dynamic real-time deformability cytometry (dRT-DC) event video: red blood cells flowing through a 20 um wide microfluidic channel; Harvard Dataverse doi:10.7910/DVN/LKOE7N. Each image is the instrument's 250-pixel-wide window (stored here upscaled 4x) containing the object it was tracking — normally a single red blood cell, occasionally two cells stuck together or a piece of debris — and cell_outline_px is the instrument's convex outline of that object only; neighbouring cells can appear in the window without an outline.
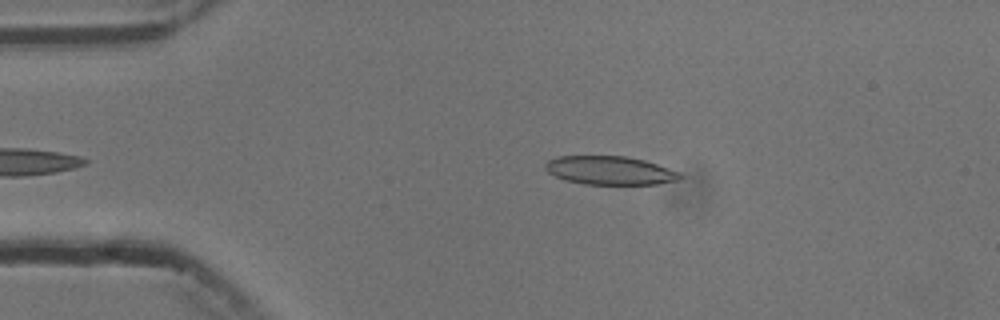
{"species": "common noctule bat (a hibernating species)", "species_latin": "Nyctalus noctula", "temperature_condition": "cold", "stored_images_in_passage": 4, "camera_frame_rate_fps": 3000, "um_per_image_px": 0.085, "animal": {"sex": "male", "body_mass_g": 13.3}, "frame": {"image": 1, "passage_image": 1, "time_ms": 0.0, "image_size_px": [1000, 320], "cell_outline_px": [[684, 176], [680, 180], [656, 184], [584, 184], [564, 180], [548, 172], [544, 168], [544, 164], [548, 160], [556, 156], [624, 156], [644, 160], [680, 172]], "centroid_in_image_um": [51.83, 14.49], "position_along_channel_um": 33.2, "area_um2": 22.48}}
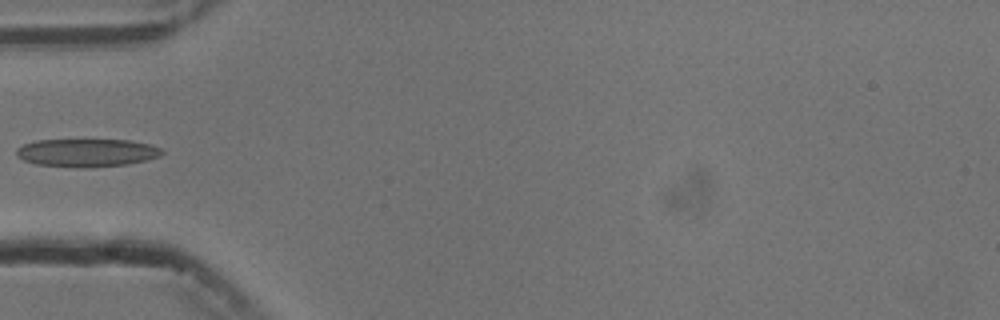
{"frame": {"image": 2, "passage_image": 3, "time_ms": 2.333, "image_size_px": [1000, 320], "cell_outline_px": [[164, 152], [160, 156], [128, 164], [80, 168], [76, 168], [36, 164], [24, 160], [16, 156], [16, 148], [24, 144], [36, 140], [128, 140], [152, 144], [160, 148]], "centroid_in_image_um": [7.36, 12.98], "position_along_channel_um": 77.6, "area_um2": 23.81}}
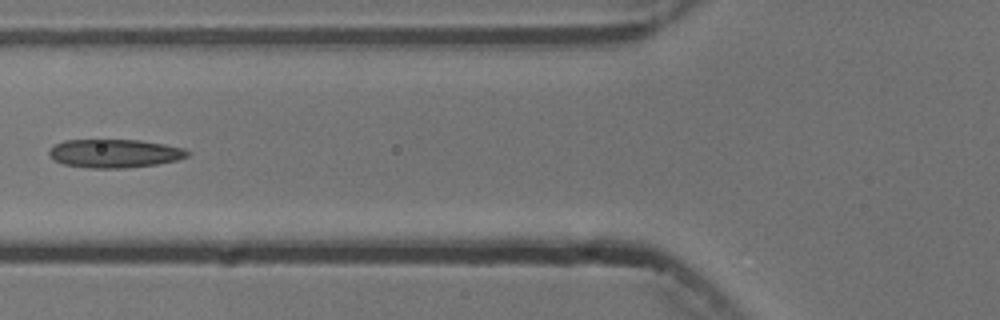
{"frame": {"image": 3, "passage_image": 4, "time_ms": 3.333, "image_size_px": [1000, 320], "cell_outline_px": [[188, 156], [176, 160], [156, 164], [124, 168], [88, 168], [64, 164], [52, 160], [48, 156], [48, 152], [52, 144], [64, 140], [140, 140], [164, 144], [184, 148], [188, 152]], "centroid_in_image_um": [9.66, 13.04], "position_along_channel_um": 116.1, "area_um2": 23.06}}